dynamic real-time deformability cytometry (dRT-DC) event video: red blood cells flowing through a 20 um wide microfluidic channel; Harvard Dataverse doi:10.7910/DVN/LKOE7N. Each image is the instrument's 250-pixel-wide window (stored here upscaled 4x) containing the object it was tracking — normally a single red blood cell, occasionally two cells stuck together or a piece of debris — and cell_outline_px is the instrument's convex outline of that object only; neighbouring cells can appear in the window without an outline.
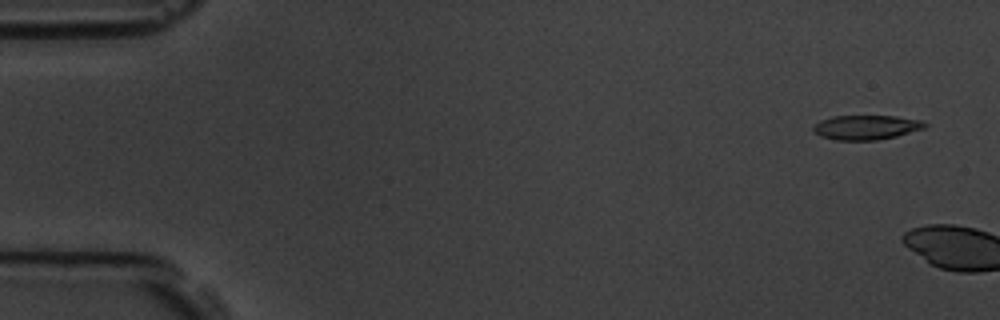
{"species": "common noctule bat (a hibernating species)", "species_latin": "Nyctalus noctula", "temperature_condition": "room temperature", "stored_images_in_passage": 2, "camera_frame_rate_fps": 3000, "um_per_image_px": 0.085, "animal": {"sex": "male", "body_mass_g": 19.5, "forearm_length_mm": 54.6}, "frame": {"image": 1, "passage_image": 1, "time_ms": 0.0, "image_size_px": [1000, 320], "cell_outline_px": [[928, 124], [924, 128], [896, 136], [876, 140], [836, 140], [820, 136], [812, 128], [820, 120], [832, 116], [896, 116], [920, 120]], "centroid_in_image_um": [73.62, 10.82], "position_along_channel_um": 11.4, "area_um2": 15.78}}